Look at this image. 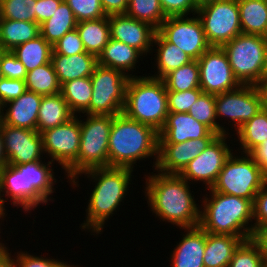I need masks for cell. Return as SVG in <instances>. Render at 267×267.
<instances>
[{
  "mask_svg": "<svg viewBox=\"0 0 267 267\" xmlns=\"http://www.w3.org/2000/svg\"><path fill=\"white\" fill-rule=\"evenodd\" d=\"M41 135L44 153L66 171L78 158L81 128L77 114L66 123L45 130Z\"/></svg>",
  "mask_w": 267,
  "mask_h": 267,
  "instance_id": "cell-14",
  "label": "cell"
},
{
  "mask_svg": "<svg viewBox=\"0 0 267 267\" xmlns=\"http://www.w3.org/2000/svg\"><path fill=\"white\" fill-rule=\"evenodd\" d=\"M4 153L7 164L18 165L41 160L43 138L35 130L13 127L1 122Z\"/></svg>",
  "mask_w": 267,
  "mask_h": 267,
  "instance_id": "cell-17",
  "label": "cell"
},
{
  "mask_svg": "<svg viewBox=\"0 0 267 267\" xmlns=\"http://www.w3.org/2000/svg\"><path fill=\"white\" fill-rule=\"evenodd\" d=\"M52 54H63L66 56L86 52L77 29L67 32L60 40L52 46Z\"/></svg>",
  "mask_w": 267,
  "mask_h": 267,
  "instance_id": "cell-44",
  "label": "cell"
},
{
  "mask_svg": "<svg viewBox=\"0 0 267 267\" xmlns=\"http://www.w3.org/2000/svg\"><path fill=\"white\" fill-rule=\"evenodd\" d=\"M25 84L26 90L42 96L55 95L61 92V85L51 62L27 72Z\"/></svg>",
  "mask_w": 267,
  "mask_h": 267,
  "instance_id": "cell-35",
  "label": "cell"
},
{
  "mask_svg": "<svg viewBox=\"0 0 267 267\" xmlns=\"http://www.w3.org/2000/svg\"><path fill=\"white\" fill-rule=\"evenodd\" d=\"M227 134L218 135L195 159L188 163L179 174L187 182L203 181L206 189L211 188L222 170L225 161L232 154L226 139ZM226 142V143H225ZM205 182V183H204Z\"/></svg>",
  "mask_w": 267,
  "mask_h": 267,
  "instance_id": "cell-15",
  "label": "cell"
},
{
  "mask_svg": "<svg viewBox=\"0 0 267 267\" xmlns=\"http://www.w3.org/2000/svg\"><path fill=\"white\" fill-rule=\"evenodd\" d=\"M264 76H267V55H266V62H265V72H264Z\"/></svg>",
  "mask_w": 267,
  "mask_h": 267,
  "instance_id": "cell-58",
  "label": "cell"
},
{
  "mask_svg": "<svg viewBox=\"0 0 267 267\" xmlns=\"http://www.w3.org/2000/svg\"><path fill=\"white\" fill-rule=\"evenodd\" d=\"M0 18L36 23V0H0Z\"/></svg>",
  "mask_w": 267,
  "mask_h": 267,
  "instance_id": "cell-40",
  "label": "cell"
},
{
  "mask_svg": "<svg viewBox=\"0 0 267 267\" xmlns=\"http://www.w3.org/2000/svg\"><path fill=\"white\" fill-rule=\"evenodd\" d=\"M42 95L26 90L19 98L13 99L2 106V123L13 127L37 131L38 112ZM9 108L5 109L4 107Z\"/></svg>",
  "mask_w": 267,
  "mask_h": 267,
  "instance_id": "cell-21",
  "label": "cell"
},
{
  "mask_svg": "<svg viewBox=\"0 0 267 267\" xmlns=\"http://www.w3.org/2000/svg\"><path fill=\"white\" fill-rule=\"evenodd\" d=\"M40 35L39 24L0 18V49L11 51L16 46Z\"/></svg>",
  "mask_w": 267,
  "mask_h": 267,
  "instance_id": "cell-27",
  "label": "cell"
},
{
  "mask_svg": "<svg viewBox=\"0 0 267 267\" xmlns=\"http://www.w3.org/2000/svg\"><path fill=\"white\" fill-rule=\"evenodd\" d=\"M266 254L261 244L251 238L244 240L235 250L228 267H265Z\"/></svg>",
  "mask_w": 267,
  "mask_h": 267,
  "instance_id": "cell-39",
  "label": "cell"
},
{
  "mask_svg": "<svg viewBox=\"0 0 267 267\" xmlns=\"http://www.w3.org/2000/svg\"><path fill=\"white\" fill-rule=\"evenodd\" d=\"M264 251H267V226H264L254 237Z\"/></svg>",
  "mask_w": 267,
  "mask_h": 267,
  "instance_id": "cell-54",
  "label": "cell"
},
{
  "mask_svg": "<svg viewBox=\"0 0 267 267\" xmlns=\"http://www.w3.org/2000/svg\"><path fill=\"white\" fill-rule=\"evenodd\" d=\"M77 23L72 9L63 0L53 15L39 25L40 35L53 46L67 32L75 29Z\"/></svg>",
  "mask_w": 267,
  "mask_h": 267,
  "instance_id": "cell-31",
  "label": "cell"
},
{
  "mask_svg": "<svg viewBox=\"0 0 267 267\" xmlns=\"http://www.w3.org/2000/svg\"><path fill=\"white\" fill-rule=\"evenodd\" d=\"M52 161L44 163L42 160L25 164H6L0 169V206L4 208L5 199L1 192L10 197L12 204L25 210L37 208L50 200L49 195L54 192L56 179L53 175Z\"/></svg>",
  "mask_w": 267,
  "mask_h": 267,
  "instance_id": "cell-2",
  "label": "cell"
},
{
  "mask_svg": "<svg viewBox=\"0 0 267 267\" xmlns=\"http://www.w3.org/2000/svg\"><path fill=\"white\" fill-rule=\"evenodd\" d=\"M241 85L254 86L265 72L267 37L240 34L222 46Z\"/></svg>",
  "mask_w": 267,
  "mask_h": 267,
  "instance_id": "cell-8",
  "label": "cell"
},
{
  "mask_svg": "<svg viewBox=\"0 0 267 267\" xmlns=\"http://www.w3.org/2000/svg\"><path fill=\"white\" fill-rule=\"evenodd\" d=\"M153 43L159 47L155 54L158 72L151 77L163 79L168 73L192 61L177 45L168 42L158 31L155 33Z\"/></svg>",
  "mask_w": 267,
  "mask_h": 267,
  "instance_id": "cell-29",
  "label": "cell"
},
{
  "mask_svg": "<svg viewBox=\"0 0 267 267\" xmlns=\"http://www.w3.org/2000/svg\"><path fill=\"white\" fill-rule=\"evenodd\" d=\"M63 0H36V23L48 20Z\"/></svg>",
  "mask_w": 267,
  "mask_h": 267,
  "instance_id": "cell-49",
  "label": "cell"
},
{
  "mask_svg": "<svg viewBox=\"0 0 267 267\" xmlns=\"http://www.w3.org/2000/svg\"><path fill=\"white\" fill-rule=\"evenodd\" d=\"M92 91L91 78L83 77L63 83L60 93L69 110L75 115L77 112L83 113L90 106Z\"/></svg>",
  "mask_w": 267,
  "mask_h": 267,
  "instance_id": "cell-33",
  "label": "cell"
},
{
  "mask_svg": "<svg viewBox=\"0 0 267 267\" xmlns=\"http://www.w3.org/2000/svg\"><path fill=\"white\" fill-rule=\"evenodd\" d=\"M197 61L200 88L204 93L218 95L241 86L222 47H210Z\"/></svg>",
  "mask_w": 267,
  "mask_h": 267,
  "instance_id": "cell-13",
  "label": "cell"
},
{
  "mask_svg": "<svg viewBox=\"0 0 267 267\" xmlns=\"http://www.w3.org/2000/svg\"><path fill=\"white\" fill-rule=\"evenodd\" d=\"M159 132L153 127L128 118L124 113L113 116L109 133L108 167L133 169L138 160L158 159Z\"/></svg>",
  "mask_w": 267,
  "mask_h": 267,
  "instance_id": "cell-3",
  "label": "cell"
},
{
  "mask_svg": "<svg viewBox=\"0 0 267 267\" xmlns=\"http://www.w3.org/2000/svg\"><path fill=\"white\" fill-rule=\"evenodd\" d=\"M193 1H194V5H195L197 8H200V7H202L203 5L212 3V2L217 1V0H193Z\"/></svg>",
  "mask_w": 267,
  "mask_h": 267,
  "instance_id": "cell-57",
  "label": "cell"
},
{
  "mask_svg": "<svg viewBox=\"0 0 267 267\" xmlns=\"http://www.w3.org/2000/svg\"><path fill=\"white\" fill-rule=\"evenodd\" d=\"M217 136V133L195 120L189 113H168L165 124L159 131L158 143H180Z\"/></svg>",
  "mask_w": 267,
  "mask_h": 267,
  "instance_id": "cell-20",
  "label": "cell"
},
{
  "mask_svg": "<svg viewBox=\"0 0 267 267\" xmlns=\"http://www.w3.org/2000/svg\"><path fill=\"white\" fill-rule=\"evenodd\" d=\"M207 190L211 198L206 196L202 201L199 226L212 234L234 235L244 240L254 238V227L248 226L253 219V202L211 188Z\"/></svg>",
  "mask_w": 267,
  "mask_h": 267,
  "instance_id": "cell-5",
  "label": "cell"
},
{
  "mask_svg": "<svg viewBox=\"0 0 267 267\" xmlns=\"http://www.w3.org/2000/svg\"><path fill=\"white\" fill-rule=\"evenodd\" d=\"M110 38L137 49L142 55L151 51L156 29L126 14L110 15Z\"/></svg>",
  "mask_w": 267,
  "mask_h": 267,
  "instance_id": "cell-19",
  "label": "cell"
},
{
  "mask_svg": "<svg viewBox=\"0 0 267 267\" xmlns=\"http://www.w3.org/2000/svg\"><path fill=\"white\" fill-rule=\"evenodd\" d=\"M162 80L167 91L180 92L200 88L198 61H190L168 73Z\"/></svg>",
  "mask_w": 267,
  "mask_h": 267,
  "instance_id": "cell-36",
  "label": "cell"
},
{
  "mask_svg": "<svg viewBox=\"0 0 267 267\" xmlns=\"http://www.w3.org/2000/svg\"><path fill=\"white\" fill-rule=\"evenodd\" d=\"M26 91L25 80L21 79H0V106L19 98Z\"/></svg>",
  "mask_w": 267,
  "mask_h": 267,
  "instance_id": "cell-47",
  "label": "cell"
},
{
  "mask_svg": "<svg viewBox=\"0 0 267 267\" xmlns=\"http://www.w3.org/2000/svg\"><path fill=\"white\" fill-rule=\"evenodd\" d=\"M188 113L218 135L228 134L224 126L222 127L216 121L215 95L202 92L197 101L190 107Z\"/></svg>",
  "mask_w": 267,
  "mask_h": 267,
  "instance_id": "cell-38",
  "label": "cell"
},
{
  "mask_svg": "<svg viewBox=\"0 0 267 267\" xmlns=\"http://www.w3.org/2000/svg\"><path fill=\"white\" fill-rule=\"evenodd\" d=\"M249 155L262 169L265 181H267V139L259 146L254 148Z\"/></svg>",
  "mask_w": 267,
  "mask_h": 267,
  "instance_id": "cell-51",
  "label": "cell"
},
{
  "mask_svg": "<svg viewBox=\"0 0 267 267\" xmlns=\"http://www.w3.org/2000/svg\"><path fill=\"white\" fill-rule=\"evenodd\" d=\"M127 16L146 22L158 30L167 16L161 7L160 0H129Z\"/></svg>",
  "mask_w": 267,
  "mask_h": 267,
  "instance_id": "cell-37",
  "label": "cell"
},
{
  "mask_svg": "<svg viewBox=\"0 0 267 267\" xmlns=\"http://www.w3.org/2000/svg\"><path fill=\"white\" fill-rule=\"evenodd\" d=\"M0 69L3 78L25 80L27 71L12 51L0 49Z\"/></svg>",
  "mask_w": 267,
  "mask_h": 267,
  "instance_id": "cell-43",
  "label": "cell"
},
{
  "mask_svg": "<svg viewBox=\"0 0 267 267\" xmlns=\"http://www.w3.org/2000/svg\"><path fill=\"white\" fill-rule=\"evenodd\" d=\"M15 264L16 267H74V265H69L68 263H64L55 259H48L31 255L25 252H17Z\"/></svg>",
  "mask_w": 267,
  "mask_h": 267,
  "instance_id": "cell-46",
  "label": "cell"
},
{
  "mask_svg": "<svg viewBox=\"0 0 267 267\" xmlns=\"http://www.w3.org/2000/svg\"><path fill=\"white\" fill-rule=\"evenodd\" d=\"M80 120L81 139L77 160L65 171L70 184H78L79 174L94 168L108 167L109 133L112 115H86ZM77 175V176H76Z\"/></svg>",
  "mask_w": 267,
  "mask_h": 267,
  "instance_id": "cell-7",
  "label": "cell"
},
{
  "mask_svg": "<svg viewBox=\"0 0 267 267\" xmlns=\"http://www.w3.org/2000/svg\"><path fill=\"white\" fill-rule=\"evenodd\" d=\"M185 17H167L157 31L168 42L177 45L192 60H198L211 46L207 42L198 16Z\"/></svg>",
  "mask_w": 267,
  "mask_h": 267,
  "instance_id": "cell-12",
  "label": "cell"
},
{
  "mask_svg": "<svg viewBox=\"0 0 267 267\" xmlns=\"http://www.w3.org/2000/svg\"><path fill=\"white\" fill-rule=\"evenodd\" d=\"M142 54L135 48L125 44L121 41L110 38L108 43L103 48L102 52L97 57V64L117 69L125 73L129 77L135 75L128 74V72L134 71L135 64L138 62V58Z\"/></svg>",
  "mask_w": 267,
  "mask_h": 267,
  "instance_id": "cell-24",
  "label": "cell"
},
{
  "mask_svg": "<svg viewBox=\"0 0 267 267\" xmlns=\"http://www.w3.org/2000/svg\"><path fill=\"white\" fill-rule=\"evenodd\" d=\"M253 220H256L253 224L255 237L264 226H267V181L254 198Z\"/></svg>",
  "mask_w": 267,
  "mask_h": 267,
  "instance_id": "cell-45",
  "label": "cell"
},
{
  "mask_svg": "<svg viewBox=\"0 0 267 267\" xmlns=\"http://www.w3.org/2000/svg\"><path fill=\"white\" fill-rule=\"evenodd\" d=\"M5 208H2L1 206H0V218H2L3 219V217L5 216ZM8 248L5 246V244L4 243H1L0 242V254L1 253H4V252H6V251H9V249L7 250Z\"/></svg>",
  "mask_w": 267,
  "mask_h": 267,
  "instance_id": "cell-56",
  "label": "cell"
},
{
  "mask_svg": "<svg viewBox=\"0 0 267 267\" xmlns=\"http://www.w3.org/2000/svg\"><path fill=\"white\" fill-rule=\"evenodd\" d=\"M103 11L106 16L125 14L129 0H100Z\"/></svg>",
  "mask_w": 267,
  "mask_h": 267,
  "instance_id": "cell-50",
  "label": "cell"
},
{
  "mask_svg": "<svg viewBox=\"0 0 267 267\" xmlns=\"http://www.w3.org/2000/svg\"><path fill=\"white\" fill-rule=\"evenodd\" d=\"M123 113L130 119L160 131L168 115L164 81L151 76L129 77Z\"/></svg>",
  "mask_w": 267,
  "mask_h": 267,
  "instance_id": "cell-6",
  "label": "cell"
},
{
  "mask_svg": "<svg viewBox=\"0 0 267 267\" xmlns=\"http://www.w3.org/2000/svg\"><path fill=\"white\" fill-rule=\"evenodd\" d=\"M243 241L242 237L234 235L206 232V246L203 256L204 267H228L235 250Z\"/></svg>",
  "mask_w": 267,
  "mask_h": 267,
  "instance_id": "cell-25",
  "label": "cell"
},
{
  "mask_svg": "<svg viewBox=\"0 0 267 267\" xmlns=\"http://www.w3.org/2000/svg\"><path fill=\"white\" fill-rule=\"evenodd\" d=\"M133 169L126 167H102L87 170V178L96 183L86 209V221L82 229L101 234L105 220L113 214L127 195ZM126 194V195H125Z\"/></svg>",
  "mask_w": 267,
  "mask_h": 267,
  "instance_id": "cell-4",
  "label": "cell"
},
{
  "mask_svg": "<svg viewBox=\"0 0 267 267\" xmlns=\"http://www.w3.org/2000/svg\"><path fill=\"white\" fill-rule=\"evenodd\" d=\"M201 88L186 91H167L168 113H188L202 93Z\"/></svg>",
  "mask_w": 267,
  "mask_h": 267,
  "instance_id": "cell-42",
  "label": "cell"
},
{
  "mask_svg": "<svg viewBox=\"0 0 267 267\" xmlns=\"http://www.w3.org/2000/svg\"><path fill=\"white\" fill-rule=\"evenodd\" d=\"M7 164V158L4 153L3 137L0 129V169Z\"/></svg>",
  "mask_w": 267,
  "mask_h": 267,
  "instance_id": "cell-55",
  "label": "cell"
},
{
  "mask_svg": "<svg viewBox=\"0 0 267 267\" xmlns=\"http://www.w3.org/2000/svg\"><path fill=\"white\" fill-rule=\"evenodd\" d=\"M2 122V107L0 106V124Z\"/></svg>",
  "mask_w": 267,
  "mask_h": 267,
  "instance_id": "cell-59",
  "label": "cell"
},
{
  "mask_svg": "<svg viewBox=\"0 0 267 267\" xmlns=\"http://www.w3.org/2000/svg\"><path fill=\"white\" fill-rule=\"evenodd\" d=\"M207 42L211 47H222L242 34L238 0H217L198 8Z\"/></svg>",
  "mask_w": 267,
  "mask_h": 267,
  "instance_id": "cell-11",
  "label": "cell"
},
{
  "mask_svg": "<svg viewBox=\"0 0 267 267\" xmlns=\"http://www.w3.org/2000/svg\"><path fill=\"white\" fill-rule=\"evenodd\" d=\"M216 117H227L234 123L237 131L244 123L252 119L262 104L255 86L241 85L235 90L215 95Z\"/></svg>",
  "mask_w": 267,
  "mask_h": 267,
  "instance_id": "cell-16",
  "label": "cell"
},
{
  "mask_svg": "<svg viewBox=\"0 0 267 267\" xmlns=\"http://www.w3.org/2000/svg\"><path fill=\"white\" fill-rule=\"evenodd\" d=\"M76 29L86 52L98 57L110 39L109 16L78 22Z\"/></svg>",
  "mask_w": 267,
  "mask_h": 267,
  "instance_id": "cell-30",
  "label": "cell"
},
{
  "mask_svg": "<svg viewBox=\"0 0 267 267\" xmlns=\"http://www.w3.org/2000/svg\"><path fill=\"white\" fill-rule=\"evenodd\" d=\"M185 232L172 251L171 267H204L203 256L206 246V231L200 226L185 228Z\"/></svg>",
  "mask_w": 267,
  "mask_h": 267,
  "instance_id": "cell-22",
  "label": "cell"
},
{
  "mask_svg": "<svg viewBox=\"0 0 267 267\" xmlns=\"http://www.w3.org/2000/svg\"><path fill=\"white\" fill-rule=\"evenodd\" d=\"M160 4L167 17L195 15L198 10L193 0H160Z\"/></svg>",
  "mask_w": 267,
  "mask_h": 267,
  "instance_id": "cell-48",
  "label": "cell"
},
{
  "mask_svg": "<svg viewBox=\"0 0 267 267\" xmlns=\"http://www.w3.org/2000/svg\"><path fill=\"white\" fill-rule=\"evenodd\" d=\"M242 154H249L267 139V110H260L252 119L244 123L237 131Z\"/></svg>",
  "mask_w": 267,
  "mask_h": 267,
  "instance_id": "cell-34",
  "label": "cell"
},
{
  "mask_svg": "<svg viewBox=\"0 0 267 267\" xmlns=\"http://www.w3.org/2000/svg\"><path fill=\"white\" fill-rule=\"evenodd\" d=\"M0 267H16L15 259H12L11 252L6 251L0 254Z\"/></svg>",
  "mask_w": 267,
  "mask_h": 267,
  "instance_id": "cell-53",
  "label": "cell"
},
{
  "mask_svg": "<svg viewBox=\"0 0 267 267\" xmlns=\"http://www.w3.org/2000/svg\"><path fill=\"white\" fill-rule=\"evenodd\" d=\"M254 86L260 96L262 109L267 110V76H263Z\"/></svg>",
  "mask_w": 267,
  "mask_h": 267,
  "instance_id": "cell-52",
  "label": "cell"
},
{
  "mask_svg": "<svg viewBox=\"0 0 267 267\" xmlns=\"http://www.w3.org/2000/svg\"><path fill=\"white\" fill-rule=\"evenodd\" d=\"M90 78L92 98L83 114L115 116L123 113L129 76L120 70L97 64Z\"/></svg>",
  "mask_w": 267,
  "mask_h": 267,
  "instance_id": "cell-10",
  "label": "cell"
},
{
  "mask_svg": "<svg viewBox=\"0 0 267 267\" xmlns=\"http://www.w3.org/2000/svg\"><path fill=\"white\" fill-rule=\"evenodd\" d=\"M242 34L267 37V0H238Z\"/></svg>",
  "mask_w": 267,
  "mask_h": 267,
  "instance_id": "cell-28",
  "label": "cell"
},
{
  "mask_svg": "<svg viewBox=\"0 0 267 267\" xmlns=\"http://www.w3.org/2000/svg\"><path fill=\"white\" fill-rule=\"evenodd\" d=\"M215 138H199L180 143H158L155 170L164 174H180Z\"/></svg>",
  "mask_w": 267,
  "mask_h": 267,
  "instance_id": "cell-18",
  "label": "cell"
},
{
  "mask_svg": "<svg viewBox=\"0 0 267 267\" xmlns=\"http://www.w3.org/2000/svg\"><path fill=\"white\" fill-rule=\"evenodd\" d=\"M145 180V197L148 196V206L156 217L183 229L199 226L201 209L192 196L189 182L178 174L160 172Z\"/></svg>",
  "mask_w": 267,
  "mask_h": 267,
  "instance_id": "cell-1",
  "label": "cell"
},
{
  "mask_svg": "<svg viewBox=\"0 0 267 267\" xmlns=\"http://www.w3.org/2000/svg\"><path fill=\"white\" fill-rule=\"evenodd\" d=\"M235 156L232 152L225 161L211 189L253 202L256 194L266 182L262 169L249 154H245V157L237 156L236 158Z\"/></svg>",
  "mask_w": 267,
  "mask_h": 267,
  "instance_id": "cell-9",
  "label": "cell"
},
{
  "mask_svg": "<svg viewBox=\"0 0 267 267\" xmlns=\"http://www.w3.org/2000/svg\"><path fill=\"white\" fill-rule=\"evenodd\" d=\"M11 51L29 72L51 62L53 48L41 35H38L35 39L20 44Z\"/></svg>",
  "mask_w": 267,
  "mask_h": 267,
  "instance_id": "cell-32",
  "label": "cell"
},
{
  "mask_svg": "<svg viewBox=\"0 0 267 267\" xmlns=\"http://www.w3.org/2000/svg\"><path fill=\"white\" fill-rule=\"evenodd\" d=\"M72 9L77 22L97 20L106 16L100 0H64Z\"/></svg>",
  "mask_w": 267,
  "mask_h": 267,
  "instance_id": "cell-41",
  "label": "cell"
},
{
  "mask_svg": "<svg viewBox=\"0 0 267 267\" xmlns=\"http://www.w3.org/2000/svg\"><path fill=\"white\" fill-rule=\"evenodd\" d=\"M51 63L60 85L73 79L90 77L97 65V57L83 52L75 55L52 54Z\"/></svg>",
  "mask_w": 267,
  "mask_h": 267,
  "instance_id": "cell-23",
  "label": "cell"
},
{
  "mask_svg": "<svg viewBox=\"0 0 267 267\" xmlns=\"http://www.w3.org/2000/svg\"><path fill=\"white\" fill-rule=\"evenodd\" d=\"M73 116L61 93L43 96L38 112L37 132L41 134L47 129L64 124Z\"/></svg>",
  "mask_w": 267,
  "mask_h": 267,
  "instance_id": "cell-26",
  "label": "cell"
}]
</instances>
